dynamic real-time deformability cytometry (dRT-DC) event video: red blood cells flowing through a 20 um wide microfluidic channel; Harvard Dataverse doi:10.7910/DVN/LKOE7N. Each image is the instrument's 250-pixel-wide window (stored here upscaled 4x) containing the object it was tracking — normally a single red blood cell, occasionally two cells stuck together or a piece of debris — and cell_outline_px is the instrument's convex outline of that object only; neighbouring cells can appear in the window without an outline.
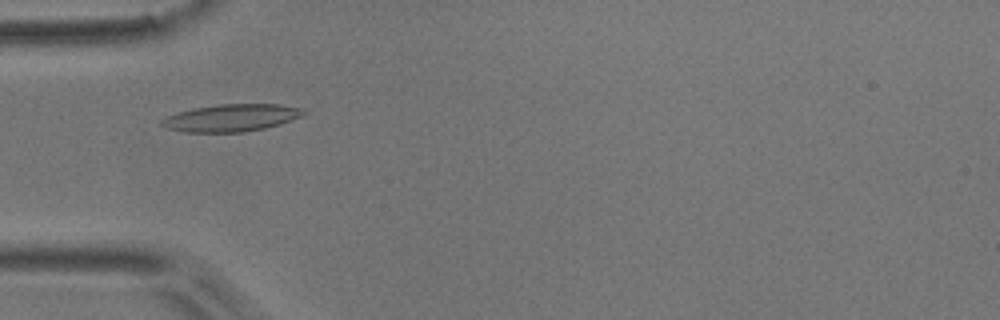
{"species": "common noctule bat (a hibernating species)", "species_latin": "Nyctalus noctula", "temperature_condition": "room temperature", "stored_images_in_passage": 5, "camera_frame_rate_fps": 3000, "um_per_image_px": 0.085, "animal": {"sex": "male", "body_mass_g": 17.9}, "frame": {"image": 1, "passage_image": 4, "time_ms": 1.0, "image_size_px": [1000, 320], "cell_outline_px": [[308, 112], [304, 116], [280, 124], [264, 128], [244, 132], [184, 132], [168, 128], [160, 124], [160, 120], [176, 112], [192, 108], [216, 104], [280, 104], [304, 108]], "centroid_in_image_um": [19.7, 10.0], "position_along_channel_um": 65.3, "area_um2": 22.83}}
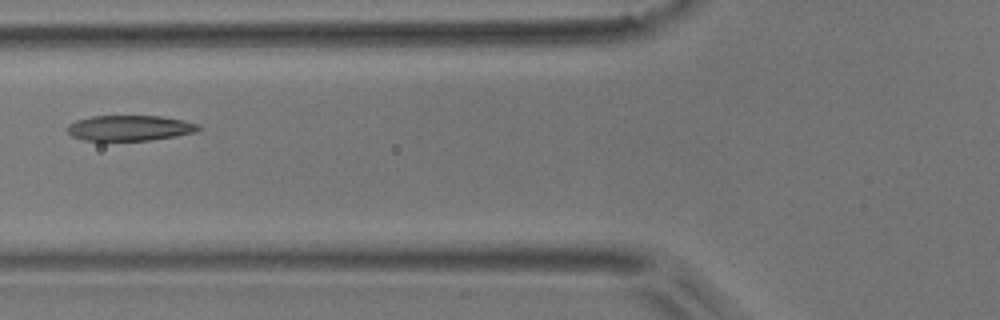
{"frame": {"image": 2, "passage_image": 5, "time_ms": 1.333, "image_size_px": [1000, 320], "cell_outline_px": [[204, 128], [196, 132], [176, 136], [148, 140], [84, 140], [72, 136], [64, 128], [68, 124], [76, 120], [92, 116], [160, 116], [184, 120], [200, 124]], "centroid_in_image_um": [11.05, 10.87], "position_along_channel_um": 114.7, "area_um2": 19.59}}